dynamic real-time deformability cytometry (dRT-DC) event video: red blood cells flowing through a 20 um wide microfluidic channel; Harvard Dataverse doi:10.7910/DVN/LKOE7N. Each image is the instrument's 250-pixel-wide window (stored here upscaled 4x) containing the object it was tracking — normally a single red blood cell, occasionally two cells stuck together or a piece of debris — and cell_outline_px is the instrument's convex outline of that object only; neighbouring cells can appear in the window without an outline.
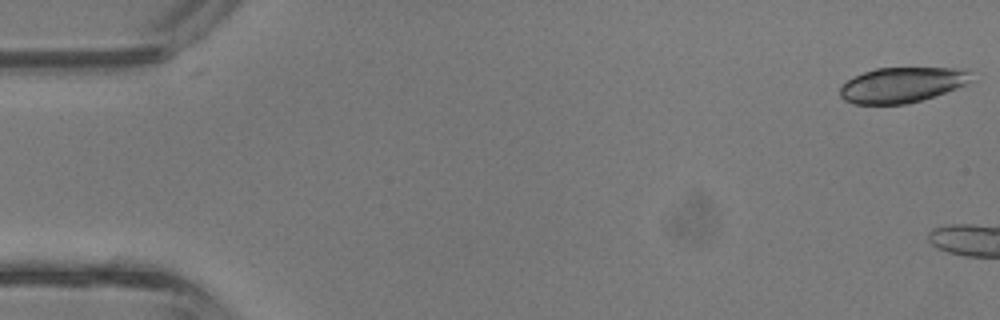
{"species": "common noctule bat (a hibernating species)", "species_latin": "Nyctalus noctula", "temperature_condition": "room temperature", "stored_images_in_passage": 3, "camera_frame_rate_fps": 3000, "um_per_image_px": 0.085, "animal": {"sex": "male", "body_mass_g": 13.3}, "frame": {"image": 1, "passage_image": 1, "time_ms": 0.0, "image_size_px": [1000, 320], "cell_outline_px": [[972, 80], [968, 84], [920, 100], [904, 104], [852, 104], [844, 100], [840, 96], [840, 88], [848, 80], [864, 72], [876, 68], [952, 68], [968, 72]], "centroid_in_image_um": [76.62, 7.22], "position_along_channel_um": 8.4, "area_um2": 26.53}}